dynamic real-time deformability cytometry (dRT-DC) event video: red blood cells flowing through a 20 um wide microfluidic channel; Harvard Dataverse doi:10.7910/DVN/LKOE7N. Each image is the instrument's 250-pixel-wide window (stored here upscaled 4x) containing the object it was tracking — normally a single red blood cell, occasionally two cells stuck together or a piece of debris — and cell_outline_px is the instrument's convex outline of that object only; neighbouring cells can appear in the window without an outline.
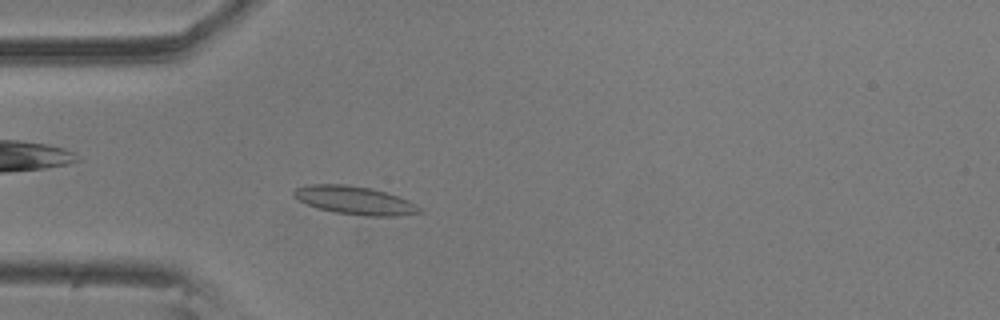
{"species": "common noctule bat (a hibernating species)", "species_latin": "Nyctalus noctula", "temperature_condition": "room temperature", "stored_images_in_passage": 26, "camera_frame_rate_fps": 3000, "um_per_image_px": 0.085, "animal": {"sex": "male", "body_mass_g": 20.5, "forearm_length_mm": 52.5}, "frame": {"image": 1, "passage_image": 15, "time_ms": 4.667, "image_size_px": [1000, 320], "cell_outline_px": [[424, 212], [396, 216], [364, 216], [336, 212], [316, 208], [292, 196], [292, 192], [296, 188], [308, 184], [344, 184], [368, 188], [384, 192], [408, 200], [420, 208]], "centroid_in_image_um": [30.12, 17.03], "position_along_channel_um": 54.9, "area_um2": 20.46}}
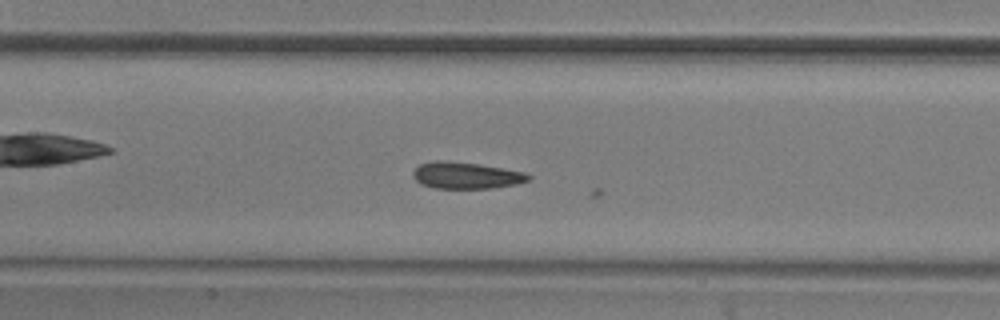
{"frame": {"image": 2, "passage_image": 25, "time_ms": 8.0, "image_size_px": [1000, 320], "cell_outline_px": [[532, 176], [528, 180], [516, 184], [492, 188], [436, 188], [420, 184], [412, 176], [412, 172], [420, 164], [436, 160], [448, 160], [476, 164], [524, 172]], "centroid_in_image_um": [39.58, 14.91], "position_along_channel_um": 167.8, "area_um2": 17.74}}